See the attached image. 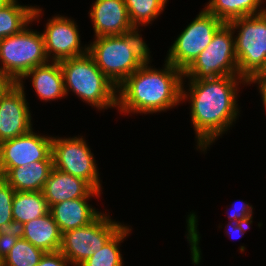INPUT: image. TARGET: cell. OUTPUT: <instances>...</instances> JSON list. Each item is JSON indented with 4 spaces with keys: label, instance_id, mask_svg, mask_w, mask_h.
Instances as JSON below:
<instances>
[{
    "label": "cell",
    "instance_id": "6da1fadb",
    "mask_svg": "<svg viewBox=\"0 0 266 266\" xmlns=\"http://www.w3.org/2000/svg\"><path fill=\"white\" fill-rule=\"evenodd\" d=\"M186 92L182 82V101L190 98L191 121L197 138V148L204 151L224 134L239 115L237 94L239 82L249 84L241 76H222L210 79H188Z\"/></svg>",
    "mask_w": 266,
    "mask_h": 266
},
{
    "label": "cell",
    "instance_id": "7a4b0ae2",
    "mask_svg": "<svg viewBox=\"0 0 266 266\" xmlns=\"http://www.w3.org/2000/svg\"><path fill=\"white\" fill-rule=\"evenodd\" d=\"M150 58L117 87V109L122 113L152 114L182 101L183 71L169 62L157 70Z\"/></svg>",
    "mask_w": 266,
    "mask_h": 266
},
{
    "label": "cell",
    "instance_id": "3957f363",
    "mask_svg": "<svg viewBox=\"0 0 266 266\" xmlns=\"http://www.w3.org/2000/svg\"><path fill=\"white\" fill-rule=\"evenodd\" d=\"M138 31L100 36L88 45V54L116 88L151 57Z\"/></svg>",
    "mask_w": 266,
    "mask_h": 266
},
{
    "label": "cell",
    "instance_id": "277c9868",
    "mask_svg": "<svg viewBox=\"0 0 266 266\" xmlns=\"http://www.w3.org/2000/svg\"><path fill=\"white\" fill-rule=\"evenodd\" d=\"M59 64L66 96L71 90L83 102L99 110L117 107V88L88 53L59 61Z\"/></svg>",
    "mask_w": 266,
    "mask_h": 266
},
{
    "label": "cell",
    "instance_id": "5b68a950",
    "mask_svg": "<svg viewBox=\"0 0 266 266\" xmlns=\"http://www.w3.org/2000/svg\"><path fill=\"white\" fill-rule=\"evenodd\" d=\"M228 24L234 32L239 29L235 37L239 76L248 82L257 79L266 69V10Z\"/></svg>",
    "mask_w": 266,
    "mask_h": 266
},
{
    "label": "cell",
    "instance_id": "8992f818",
    "mask_svg": "<svg viewBox=\"0 0 266 266\" xmlns=\"http://www.w3.org/2000/svg\"><path fill=\"white\" fill-rule=\"evenodd\" d=\"M0 72L18 83L31 69L49 62L42 33L26 26L20 33L0 39Z\"/></svg>",
    "mask_w": 266,
    "mask_h": 266
},
{
    "label": "cell",
    "instance_id": "52a82bcc",
    "mask_svg": "<svg viewBox=\"0 0 266 266\" xmlns=\"http://www.w3.org/2000/svg\"><path fill=\"white\" fill-rule=\"evenodd\" d=\"M234 33L231 26L224 23L205 50L183 71L184 80L239 76Z\"/></svg>",
    "mask_w": 266,
    "mask_h": 266
},
{
    "label": "cell",
    "instance_id": "ba28073f",
    "mask_svg": "<svg viewBox=\"0 0 266 266\" xmlns=\"http://www.w3.org/2000/svg\"><path fill=\"white\" fill-rule=\"evenodd\" d=\"M122 226L109 215L101 213L89 225L63 232L59 251L71 265L79 266L94 252L101 250Z\"/></svg>",
    "mask_w": 266,
    "mask_h": 266
},
{
    "label": "cell",
    "instance_id": "9c48e42d",
    "mask_svg": "<svg viewBox=\"0 0 266 266\" xmlns=\"http://www.w3.org/2000/svg\"><path fill=\"white\" fill-rule=\"evenodd\" d=\"M223 24L218 17L201 10L169 48L166 61L184 71L210 44Z\"/></svg>",
    "mask_w": 266,
    "mask_h": 266
},
{
    "label": "cell",
    "instance_id": "30bf717a",
    "mask_svg": "<svg viewBox=\"0 0 266 266\" xmlns=\"http://www.w3.org/2000/svg\"><path fill=\"white\" fill-rule=\"evenodd\" d=\"M85 138L52 137L54 168L87 181L95 190H101L96 160Z\"/></svg>",
    "mask_w": 266,
    "mask_h": 266
},
{
    "label": "cell",
    "instance_id": "8fae6325",
    "mask_svg": "<svg viewBox=\"0 0 266 266\" xmlns=\"http://www.w3.org/2000/svg\"><path fill=\"white\" fill-rule=\"evenodd\" d=\"M3 174L10 168L37 161H53L52 136L38 135L33 129L21 136L0 143Z\"/></svg>",
    "mask_w": 266,
    "mask_h": 266
},
{
    "label": "cell",
    "instance_id": "7c38bea8",
    "mask_svg": "<svg viewBox=\"0 0 266 266\" xmlns=\"http://www.w3.org/2000/svg\"><path fill=\"white\" fill-rule=\"evenodd\" d=\"M77 27L73 19L59 14L48 20L42 34L45 53L50 62H59L88 53V46L81 47Z\"/></svg>",
    "mask_w": 266,
    "mask_h": 266
},
{
    "label": "cell",
    "instance_id": "4fadbf2b",
    "mask_svg": "<svg viewBox=\"0 0 266 266\" xmlns=\"http://www.w3.org/2000/svg\"><path fill=\"white\" fill-rule=\"evenodd\" d=\"M24 90L23 82L14 83L0 99V143L33 129Z\"/></svg>",
    "mask_w": 266,
    "mask_h": 266
},
{
    "label": "cell",
    "instance_id": "5bb4252c",
    "mask_svg": "<svg viewBox=\"0 0 266 266\" xmlns=\"http://www.w3.org/2000/svg\"><path fill=\"white\" fill-rule=\"evenodd\" d=\"M95 38L125 35L134 31L125 0H96L89 12Z\"/></svg>",
    "mask_w": 266,
    "mask_h": 266
},
{
    "label": "cell",
    "instance_id": "9a60e30c",
    "mask_svg": "<svg viewBox=\"0 0 266 266\" xmlns=\"http://www.w3.org/2000/svg\"><path fill=\"white\" fill-rule=\"evenodd\" d=\"M43 194L49 207L76 198L100 197L101 191L95 190L87 181L53 167L46 180Z\"/></svg>",
    "mask_w": 266,
    "mask_h": 266
},
{
    "label": "cell",
    "instance_id": "2e32d148",
    "mask_svg": "<svg viewBox=\"0 0 266 266\" xmlns=\"http://www.w3.org/2000/svg\"><path fill=\"white\" fill-rule=\"evenodd\" d=\"M89 199L76 198L50 206L49 212L61 233L87 226L101 214L88 204Z\"/></svg>",
    "mask_w": 266,
    "mask_h": 266
},
{
    "label": "cell",
    "instance_id": "e0dca14e",
    "mask_svg": "<svg viewBox=\"0 0 266 266\" xmlns=\"http://www.w3.org/2000/svg\"><path fill=\"white\" fill-rule=\"evenodd\" d=\"M31 76V77H30ZM31 78L38 98L44 101L60 99L65 94L63 74L59 62L50 61L31 69L19 82Z\"/></svg>",
    "mask_w": 266,
    "mask_h": 266
},
{
    "label": "cell",
    "instance_id": "ac0fdd59",
    "mask_svg": "<svg viewBox=\"0 0 266 266\" xmlns=\"http://www.w3.org/2000/svg\"><path fill=\"white\" fill-rule=\"evenodd\" d=\"M53 161H37L21 167L10 168L3 179L15 190L23 192L43 191L52 169Z\"/></svg>",
    "mask_w": 266,
    "mask_h": 266
},
{
    "label": "cell",
    "instance_id": "d6986e66",
    "mask_svg": "<svg viewBox=\"0 0 266 266\" xmlns=\"http://www.w3.org/2000/svg\"><path fill=\"white\" fill-rule=\"evenodd\" d=\"M62 233L50 212L24 223L23 239L44 252L59 251Z\"/></svg>",
    "mask_w": 266,
    "mask_h": 266
},
{
    "label": "cell",
    "instance_id": "ffe728a7",
    "mask_svg": "<svg viewBox=\"0 0 266 266\" xmlns=\"http://www.w3.org/2000/svg\"><path fill=\"white\" fill-rule=\"evenodd\" d=\"M41 13L39 7L20 5L12 0L0 10V39L20 33L32 21L39 20Z\"/></svg>",
    "mask_w": 266,
    "mask_h": 266
},
{
    "label": "cell",
    "instance_id": "44dd1931",
    "mask_svg": "<svg viewBox=\"0 0 266 266\" xmlns=\"http://www.w3.org/2000/svg\"><path fill=\"white\" fill-rule=\"evenodd\" d=\"M49 210L42 191H15L12 205L13 220L24 224L49 213Z\"/></svg>",
    "mask_w": 266,
    "mask_h": 266
},
{
    "label": "cell",
    "instance_id": "7402d4cb",
    "mask_svg": "<svg viewBox=\"0 0 266 266\" xmlns=\"http://www.w3.org/2000/svg\"><path fill=\"white\" fill-rule=\"evenodd\" d=\"M264 0H209L205 10L218 17L224 23L249 15L260 14L266 10L260 8ZM260 9V10H259Z\"/></svg>",
    "mask_w": 266,
    "mask_h": 266
},
{
    "label": "cell",
    "instance_id": "603a6c76",
    "mask_svg": "<svg viewBox=\"0 0 266 266\" xmlns=\"http://www.w3.org/2000/svg\"><path fill=\"white\" fill-rule=\"evenodd\" d=\"M131 228L123 226L107 241L98 252L86 259L79 266H123V257L120 252V243L130 235Z\"/></svg>",
    "mask_w": 266,
    "mask_h": 266
},
{
    "label": "cell",
    "instance_id": "cb8c5ba5",
    "mask_svg": "<svg viewBox=\"0 0 266 266\" xmlns=\"http://www.w3.org/2000/svg\"><path fill=\"white\" fill-rule=\"evenodd\" d=\"M168 0H125L130 22L135 30L140 26L152 24L164 8Z\"/></svg>",
    "mask_w": 266,
    "mask_h": 266
},
{
    "label": "cell",
    "instance_id": "d4e9b609",
    "mask_svg": "<svg viewBox=\"0 0 266 266\" xmlns=\"http://www.w3.org/2000/svg\"><path fill=\"white\" fill-rule=\"evenodd\" d=\"M45 252L21 238L3 259V266H36Z\"/></svg>",
    "mask_w": 266,
    "mask_h": 266
},
{
    "label": "cell",
    "instance_id": "484cf974",
    "mask_svg": "<svg viewBox=\"0 0 266 266\" xmlns=\"http://www.w3.org/2000/svg\"><path fill=\"white\" fill-rule=\"evenodd\" d=\"M15 190L2 178L0 179V225L13 221L12 205Z\"/></svg>",
    "mask_w": 266,
    "mask_h": 266
},
{
    "label": "cell",
    "instance_id": "4316f807",
    "mask_svg": "<svg viewBox=\"0 0 266 266\" xmlns=\"http://www.w3.org/2000/svg\"><path fill=\"white\" fill-rule=\"evenodd\" d=\"M234 212L228 215L230 221L252 223L253 207L249 203L241 201L240 203L232 204ZM239 206V207H238Z\"/></svg>",
    "mask_w": 266,
    "mask_h": 266
},
{
    "label": "cell",
    "instance_id": "83f0119b",
    "mask_svg": "<svg viewBox=\"0 0 266 266\" xmlns=\"http://www.w3.org/2000/svg\"><path fill=\"white\" fill-rule=\"evenodd\" d=\"M71 264L60 251L45 252L36 266H69Z\"/></svg>",
    "mask_w": 266,
    "mask_h": 266
},
{
    "label": "cell",
    "instance_id": "f1b7e54d",
    "mask_svg": "<svg viewBox=\"0 0 266 266\" xmlns=\"http://www.w3.org/2000/svg\"><path fill=\"white\" fill-rule=\"evenodd\" d=\"M24 224L13 220L11 222H6L0 225V234L17 237L19 239L23 238Z\"/></svg>",
    "mask_w": 266,
    "mask_h": 266
},
{
    "label": "cell",
    "instance_id": "f546056e",
    "mask_svg": "<svg viewBox=\"0 0 266 266\" xmlns=\"http://www.w3.org/2000/svg\"><path fill=\"white\" fill-rule=\"evenodd\" d=\"M250 224L251 223H242V222H234V221H230L228 222V230L226 232H228V234H230L232 238L234 237H242L245 232L247 231L248 228H250ZM233 235V236H232Z\"/></svg>",
    "mask_w": 266,
    "mask_h": 266
},
{
    "label": "cell",
    "instance_id": "4dcf8cb0",
    "mask_svg": "<svg viewBox=\"0 0 266 266\" xmlns=\"http://www.w3.org/2000/svg\"><path fill=\"white\" fill-rule=\"evenodd\" d=\"M19 238L0 234V256L4 259Z\"/></svg>",
    "mask_w": 266,
    "mask_h": 266
},
{
    "label": "cell",
    "instance_id": "1f68e13d",
    "mask_svg": "<svg viewBox=\"0 0 266 266\" xmlns=\"http://www.w3.org/2000/svg\"><path fill=\"white\" fill-rule=\"evenodd\" d=\"M13 84L14 82L9 77L0 72V99Z\"/></svg>",
    "mask_w": 266,
    "mask_h": 266
},
{
    "label": "cell",
    "instance_id": "d6a6232c",
    "mask_svg": "<svg viewBox=\"0 0 266 266\" xmlns=\"http://www.w3.org/2000/svg\"><path fill=\"white\" fill-rule=\"evenodd\" d=\"M253 84V83H257V84H264L266 85V69L261 73V75L255 79V80H252V81H249V84L250 85Z\"/></svg>",
    "mask_w": 266,
    "mask_h": 266
},
{
    "label": "cell",
    "instance_id": "836d02e7",
    "mask_svg": "<svg viewBox=\"0 0 266 266\" xmlns=\"http://www.w3.org/2000/svg\"><path fill=\"white\" fill-rule=\"evenodd\" d=\"M258 87H259V93L261 94L263 105L266 111V85L258 84Z\"/></svg>",
    "mask_w": 266,
    "mask_h": 266
},
{
    "label": "cell",
    "instance_id": "e575fe53",
    "mask_svg": "<svg viewBox=\"0 0 266 266\" xmlns=\"http://www.w3.org/2000/svg\"><path fill=\"white\" fill-rule=\"evenodd\" d=\"M12 0H0V10L7 6Z\"/></svg>",
    "mask_w": 266,
    "mask_h": 266
},
{
    "label": "cell",
    "instance_id": "d590c367",
    "mask_svg": "<svg viewBox=\"0 0 266 266\" xmlns=\"http://www.w3.org/2000/svg\"><path fill=\"white\" fill-rule=\"evenodd\" d=\"M3 177H4V174H3V169L1 166V154H0V179H2Z\"/></svg>",
    "mask_w": 266,
    "mask_h": 266
},
{
    "label": "cell",
    "instance_id": "8d00e7d4",
    "mask_svg": "<svg viewBox=\"0 0 266 266\" xmlns=\"http://www.w3.org/2000/svg\"><path fill=\"white\" fill-rule=\"evenodd\" d=\"M0 266H3V258L0 256Z\"/></svg>",
    "mask_w": 266,
    "mask_h": 266
}]
</instances>
